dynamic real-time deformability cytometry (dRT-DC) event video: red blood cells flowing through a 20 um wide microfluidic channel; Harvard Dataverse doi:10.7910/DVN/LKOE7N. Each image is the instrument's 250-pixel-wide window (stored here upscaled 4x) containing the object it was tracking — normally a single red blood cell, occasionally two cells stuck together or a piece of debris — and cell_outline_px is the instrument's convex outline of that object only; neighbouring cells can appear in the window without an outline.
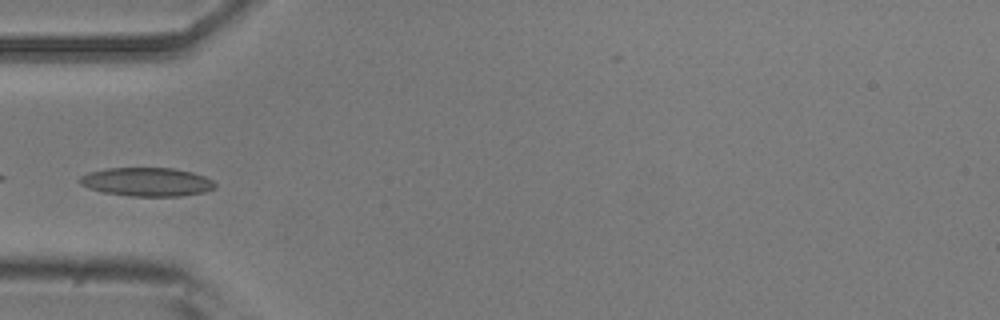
{"species": "common noctule bat (a hibernating species)", "species_latin": "Nyctalus noctula", "temperature_condition": "room temperature", "stored_images_in_passage": 9, "camera_frame_rate_fps": 3000, "um_per_image_px": 0.085, "animal": {"sex": "male", "body_mass_g": 20.5, "forearm_length_mm": 52.5}, "frame": {"image": 1, "passage_image": 4, "time_ms": 1.0, "image_size_px": [1000, 320], "cell_outline_px": [[216, 188], [204, 192], [180, 196], [132, 196], [104, 192], [88, 188], [80, 184], [80, 176], [88, 172], [108, 168], [172, 168], [192, 172], [204, 176], [212, 180], [216, 184]], "centroid_in_image_um": [12.5, 15.46], "position_along_channel_um": 72.5, "area_um2": 22.54}}
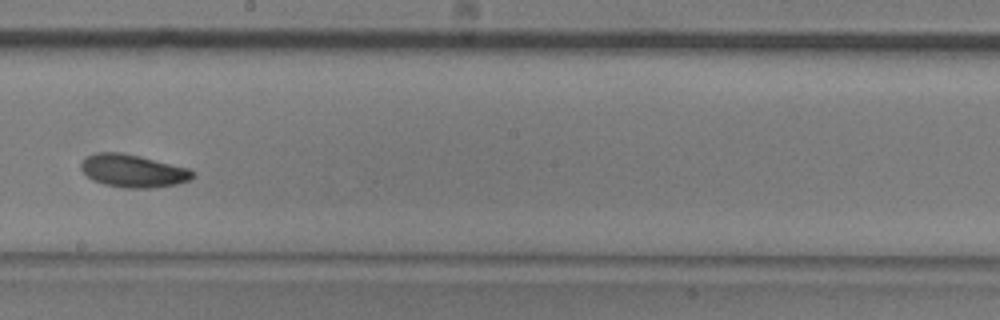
{"frame": {"image": 2, "passage_image": 8, "time_ms": 2.333, "image_size_px": [1000, 320], "cell_outline_px": [[196, 176], [188, 180], [176, 184], [152, 188], [124, 188], [104, 184], [92, 180], [80, 168], [80, 164], [88, 156], [96, 152], [120, 152], [140, 156], [188, 168], [196, 172]], "centroid_in_image_um": [11.32, 14.53], "position_along_channel_um": 236.9, "area_um2": 21.33}}
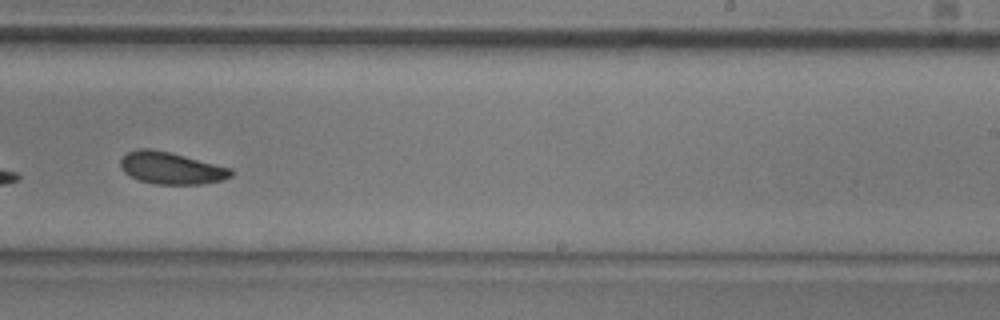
{"frame": {"image": 3, "passage_image": 9, "time_ms": 2.667, "image_size_px": [1000, 320], "cell_outline_px": [[232, 176], [220, 180], [200, 184], [156, 184], [140, 180], [124, 172], [120, 168], [120, 160], [128, 152], [136, 148], [152, 148], [232, 168]], "centroid_in_image_um": [14.52, 14.28], "position_along_channel_um": 274.5, "area_um2": 20.4}}